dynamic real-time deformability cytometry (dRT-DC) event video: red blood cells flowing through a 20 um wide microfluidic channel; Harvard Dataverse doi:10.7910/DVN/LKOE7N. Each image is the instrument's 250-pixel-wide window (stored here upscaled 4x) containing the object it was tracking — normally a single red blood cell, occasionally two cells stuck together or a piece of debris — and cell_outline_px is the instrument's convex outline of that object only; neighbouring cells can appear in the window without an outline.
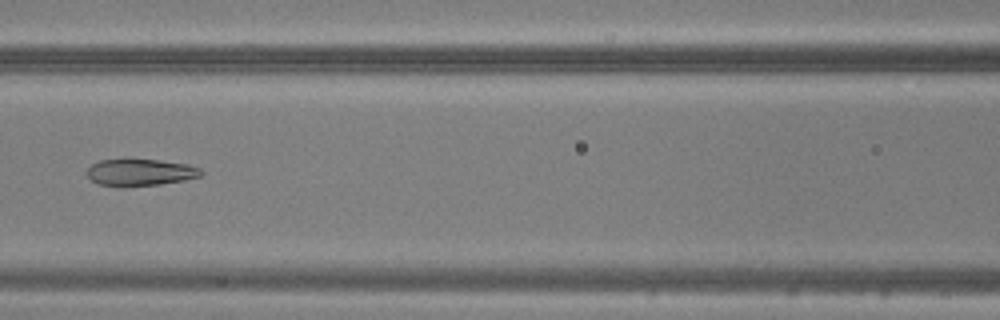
{"species": "common noctule bat (a hibernating species)", "species_latin": "Nyctalus noctula", "temperature_condition": "warm", "stored_images_in_passage": 50, "camera_frame_rate_fps": 3000, "um_per_image_px": 0.085, "animal": {"sex": "male", "body_mass_g": 20.5, "forearm_length_mm": 52.5}, "frame": {"image": 1, "passage_image": 23, "time_ms": 7.333, "image_size_px": [1000, 320], "cell_outline_px": [[204, 172], [200, 176], [184, 180], [160, 184], [124, 188], [96, 184], [84, 172], [92, 164], [100, 160], [124, 156], [160, 160], [188, 164], [200, 168]], "centroid_in_image_um": [11.85, 14.62], "position_along_channel_um": 154.8, "area_um2": 18.96}}
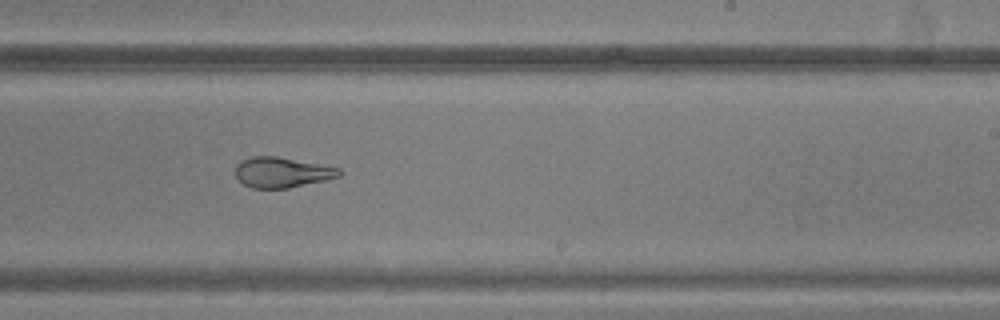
{"frame": {"image": 2, "passage_image": 31, "time_ms": 10.0, "image_size_px": [1000, 320], "cell_outline_px": [[344, 172], [340, 176], [324, 180], [288, 188], [252, 188], [244, 184], [236, 176], [236, 164], [240, 160], [252, 156], [276, 156], [340, 168]], "centroid_in_image_um": [23.96, 14.64], "position_along_channel_um": 265.0, "area_um2": 18.26}}
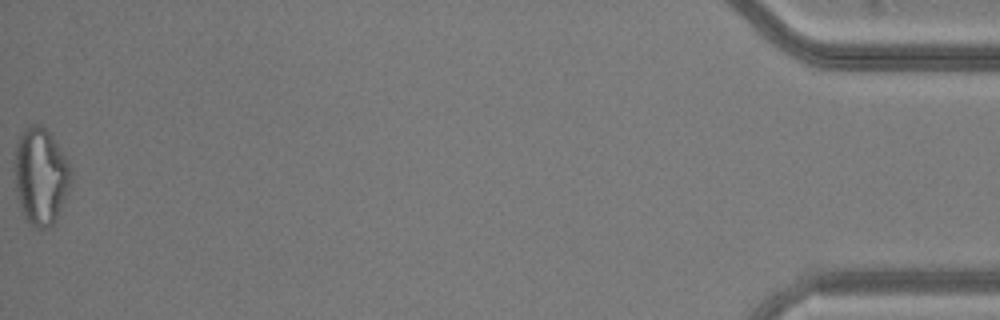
{"frame": {"image": 3, "passage_image": 50, "time_ms": 16.333, "image_size_px": [1000, 320], "cell_outline_px": [[72, 184], [56, 220], [48, 228], [32, 228], [24, 216], [20, 208], [12, 168], [16, 144], [20, 136], [32, 124], [40, 124], [52, 136], [64, 156], [72, 172]], "centroid_in_image_um": [3.44, 15.02], "position_along_channel_um": 431.8, "area_um2": 32.08}}